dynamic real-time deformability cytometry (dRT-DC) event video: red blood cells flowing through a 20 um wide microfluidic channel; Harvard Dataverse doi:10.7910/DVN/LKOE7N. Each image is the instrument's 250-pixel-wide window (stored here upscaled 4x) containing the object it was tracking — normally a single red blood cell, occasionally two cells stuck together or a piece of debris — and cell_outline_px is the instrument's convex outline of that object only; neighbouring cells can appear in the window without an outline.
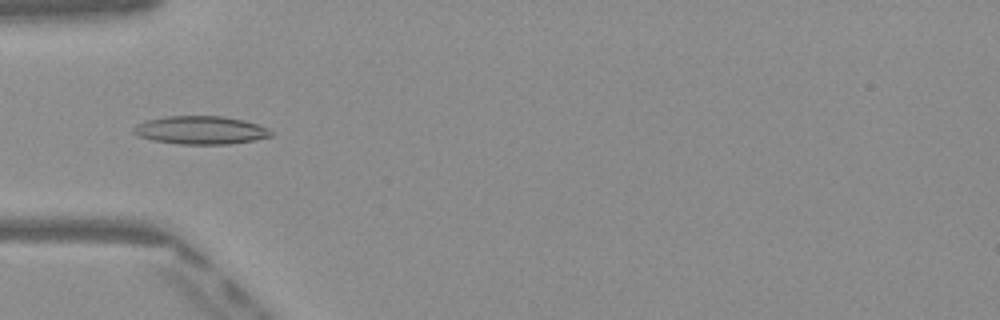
{"species": "Egyptian fruit bat (a non-hibernating species)", "species_latin": "Rousettus aegyptiacus", "temperature_condition": "warm", "stored_images_in_passage": 38, "camera_frame_rate_fps": 3000, "um_per_image_px": 0.085, "frame": {"image": 1, "passage_image": 5, "time_ms": 1.333, "image_size_px": [1000, 320], "cell_outline_px": [[272, 136], [256, 140], [228, 144], [180, 144], [152, 140], [136, 136], [132, 132], [132, 128], [136, 124], [148, 120], [168, 116], [224, 116], [244, 120], [268, 128], [272, 132]], "centroid_in_image_um": [17.04, 11.06], "position_along_channel_um": 68.0, "area_um2": 22.66}}
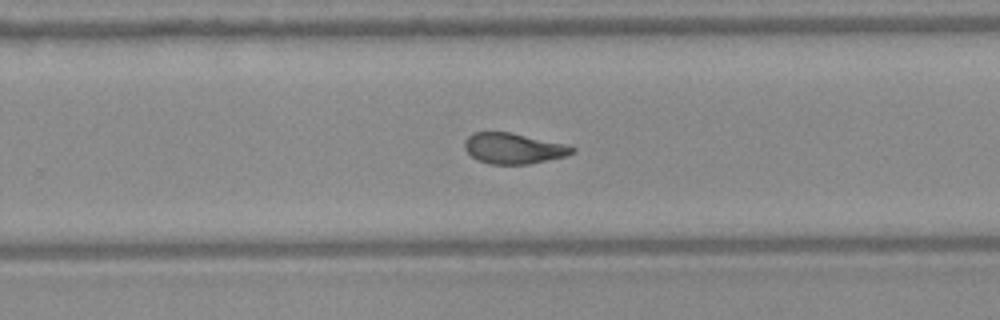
{"frame": {"image": 2, "passage_image": 21, "time_ms": 6.667, "image_size_px": [1000, 320], "cell_outline_px": [[576, 152], [564, 156], [528, 164], [488, 164], [476, 160], [464, 148], [464, 140], [472, 132], [512, 132], [564, 144], [576, 148]], "centroid_in_image_um": [43.61, 12.61], "position_along_channel_um": 286.2, "area_um2": 19.25}}
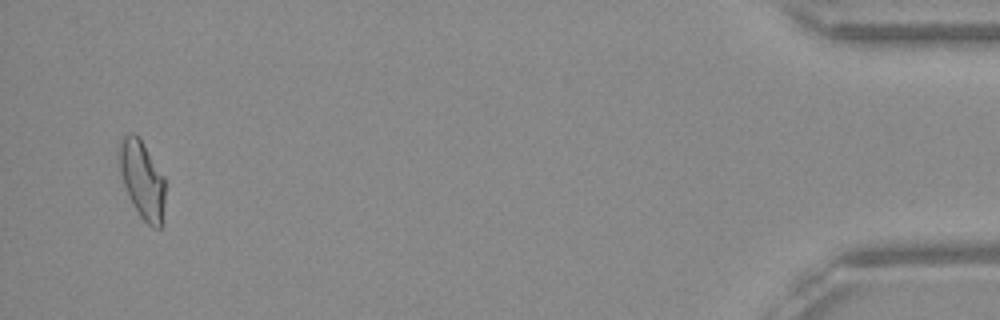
{"frame": {"image": 3, "passage_image": 37, "time_ms": 12.0, "image_size_px": [1000, 320], "cell_outline_px": [[164, 200], [160, 228], [152, 228], [140, 216], [124, 184], [120, 172], [120, 144], [124, 136], [132, 132], [140, 140], [164, 176]], "centroid_in_image_um": [12.1, 15.29], "position_along_channel_um": 423.1, "area_um2": 19.83}, "authors_computed_cell_mechanics": {"area_um2": 19.8832, "velocity_mm_per_s": 4.0829, "shape_relaxation_time_tau1_ms": 9.8968, "shape_relaxation_time_tau2_ms": 2.1433, "deformation_change_tau1": 0.2555, "deformation_change_tau2": 0.0889}}